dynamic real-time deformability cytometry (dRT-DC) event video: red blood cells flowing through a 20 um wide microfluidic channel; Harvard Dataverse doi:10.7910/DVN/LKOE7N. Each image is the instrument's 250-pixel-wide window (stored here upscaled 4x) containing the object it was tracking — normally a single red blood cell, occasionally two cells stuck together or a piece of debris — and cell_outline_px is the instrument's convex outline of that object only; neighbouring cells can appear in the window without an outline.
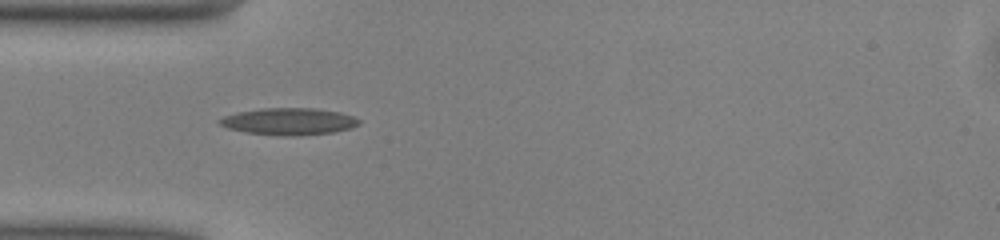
{"species": "common noctule bat (a hibernating species)", "species_latin": "Nyctalus noctula", "temperature_condition": "warm", "stored_images_in_passage": 34, "camera_frame_rate_fps": 3000, "um_per_image_px": 0.085, "animal": {"sex": "male", "body_mass_g": 13.0, "forearm_length_mm": 53.1}, "frame": {"image": 1, "passage_image": 1, "time_ms": 0.0, "image_size_px": [1000, 240], "cell_outline_px": [[360, 124], [352, 128], [336, 132], [292, 136], [288, 136], [244, 132], [228, 128], [220, 124], [216, 120], [224, 116], [236, 112], [260, 108], [312, 108], [340, 112], [352, 116], [360, 120]], "centroid_in_image_um": [24.55, 10.32], "position_along_channel_um": 60.4, "area_um2": 21.96}}
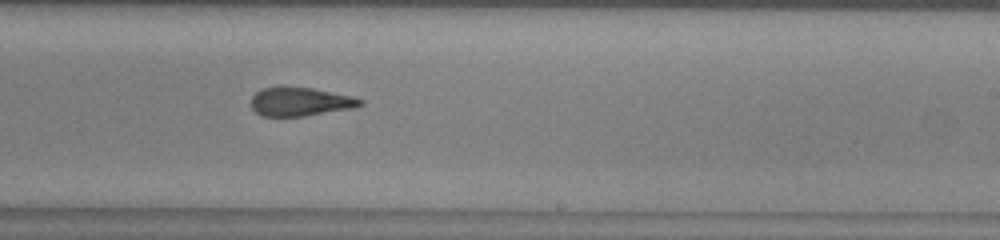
{"frame": {"image": 2, "passage_image": 16, "time_ms": 5.0, "image_size_px": [1000, 240], "cell_outline_px": [[364, 104], [352, 108], [304, 116], [260, 116], [252, 108], [252, 96], [256, 92], [264, 88], [312, 88], [352, 96], [364, 100]], "centroid_in_image_um": [25.54, 8.66], "position_along_channel_um": 263.5, "area_um2": 17.86}}
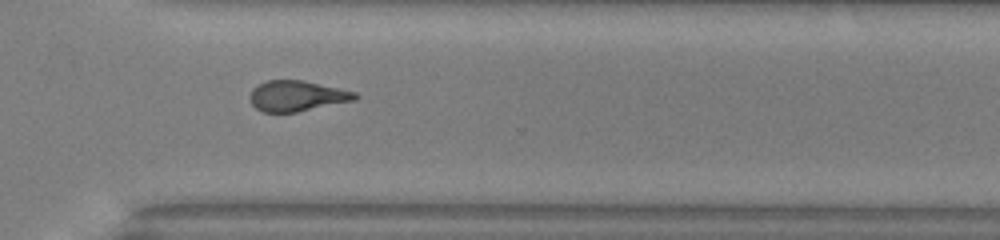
{"frame": {"image": 3, "passage_image": 22, "time_ms": 7.0, "image_size_px": [1000, 240], "cell_outline_px": [[360, 96], [356, 100], [296, 112], [264, 112], [256, 108], [252, 104], [248, 96], [252, 88], [268, 80], [304, 80], [356, 92]], "centroid_in_image_um": [25.24, 8.15], "position_along_channel_um": 345.4, "area_um2": 18.79}, "authors_computed_cell_mechanics": {"area_um2": 19.1607, "velocity_mm_per_s": 4.0839, "shape_relaxation_time_tau1_ms": 5.3139, "shape_relaxation_time_tau2_ms": 2.1797, "deformation_change_tau1": 0.1859, "deformation_change_tau2": 0.1223}}